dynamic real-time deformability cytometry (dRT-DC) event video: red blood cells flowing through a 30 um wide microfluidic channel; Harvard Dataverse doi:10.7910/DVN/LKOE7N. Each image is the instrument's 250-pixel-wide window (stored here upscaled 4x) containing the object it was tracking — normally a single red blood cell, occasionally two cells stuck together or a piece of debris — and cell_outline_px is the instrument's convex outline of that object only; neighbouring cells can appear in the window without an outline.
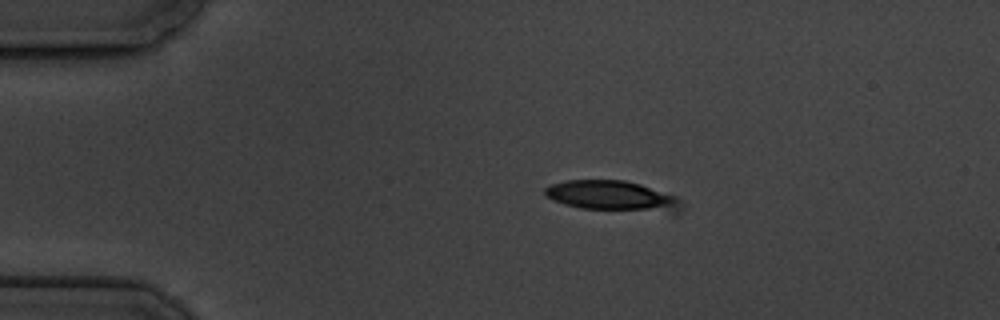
{"species": "common noctule bat (a hibernating species)", "species_latin": "Nyctalus noctula", "temperature_condition": "cold", "stored_images_in_passage": 4, "camera_frame_rate_fps": 3000, "um_per_image_px": 0.085, "animal": {"sex": "male", "body_mass_g": 19.5, "forearm_length_mm": 54.6}, "frame": {"image": 1, "passage_image": 2, "time_ms": 2.0, "image_size_px": [1000, 320], "cell_outline_px": [[684, 208], [676, 216], [672, 216], [580, 208], [564, 204], [548, 196], [544, 192], [544, 188], [552, 184], [568, 180], [624, 180], [640, 184], [676, 196], [684, 204]], "centroid_in_image_um": [52.27, 16.74], "position_along_channel_um": 32.7, "area_um2": 25.32}}